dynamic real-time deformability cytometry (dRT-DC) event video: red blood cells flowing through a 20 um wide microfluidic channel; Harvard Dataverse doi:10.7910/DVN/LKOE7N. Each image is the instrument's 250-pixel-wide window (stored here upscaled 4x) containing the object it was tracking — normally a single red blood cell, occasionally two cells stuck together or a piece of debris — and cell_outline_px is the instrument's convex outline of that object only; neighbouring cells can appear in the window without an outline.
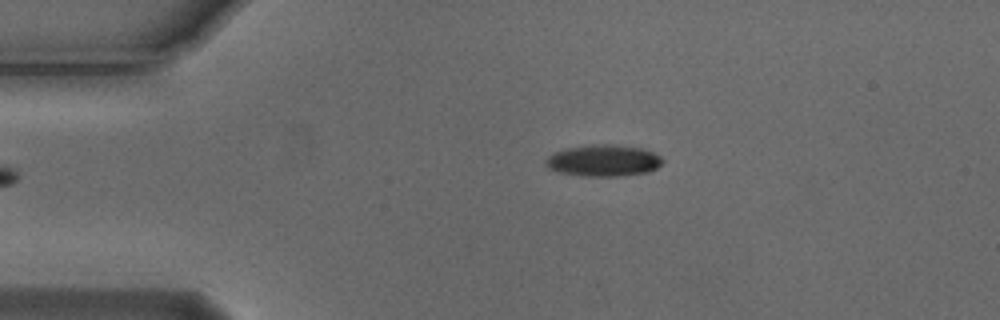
{"species": "Egyptian fruit bat (a non-hibernating species)", "species_latin": "Rousettus aegyptiacus", "temperature_condition": "cold", "stored_images_in_passage": 4, "camera_frame_rate_fps": 3000, "um_per_image_px": 0.085, "animal": {"sex": "male"}, "frame": {"image": 1, "passage_image": 4, "time_ms": 1.0, "image_size_px": [1000, 320], "cell_outline_px": [[664, 160], [656, 168], [648, 172], [620, 176], [580, 176], [556, 172], [548, 168], [544, 164], [544, 160], [552, 152], [564, 148], [592, 144], [616, 144], [640, 148], [652, 152], [660, 156]], "centroid_in_image_um": [51.22, 13.64], "position_along_channel_um": 33.8, "area_um2": 21.85}}